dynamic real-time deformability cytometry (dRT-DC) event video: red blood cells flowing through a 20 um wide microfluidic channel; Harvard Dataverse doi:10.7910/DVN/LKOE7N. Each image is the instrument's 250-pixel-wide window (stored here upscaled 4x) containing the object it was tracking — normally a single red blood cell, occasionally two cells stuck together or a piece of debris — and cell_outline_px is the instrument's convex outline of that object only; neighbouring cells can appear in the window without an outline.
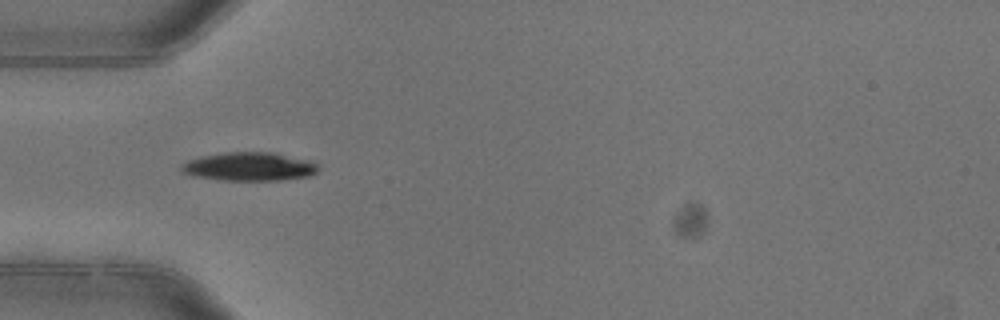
{"species": "common noctule bat (a hibernating species)", "species_latin": "Nyctalus noctula", "temperature_condition": "warm", "stored_images_in_passage": 8, "camera_frame_rate_fps": 3000, "um_per_image_px": 0.085, "animal": {"sex": "female"}, "frame": {"image": 1, "passage_image": 5, "time_ms": 1.333, "image_size_px": [1000, 320], "cell_outline_px": [[320, 168], [316, 172], [308, 176], [280, 180], [224, 180], [196, 176], [184, 172], [180, 168], [180, 164], [188, 160], [204, 156], [224, 152], [272, 152], [312, 160]], "centroid_in_image_um": [21.23, 14.15], "position_along_channel_um": 63.8, "area_um2": 22.66}}